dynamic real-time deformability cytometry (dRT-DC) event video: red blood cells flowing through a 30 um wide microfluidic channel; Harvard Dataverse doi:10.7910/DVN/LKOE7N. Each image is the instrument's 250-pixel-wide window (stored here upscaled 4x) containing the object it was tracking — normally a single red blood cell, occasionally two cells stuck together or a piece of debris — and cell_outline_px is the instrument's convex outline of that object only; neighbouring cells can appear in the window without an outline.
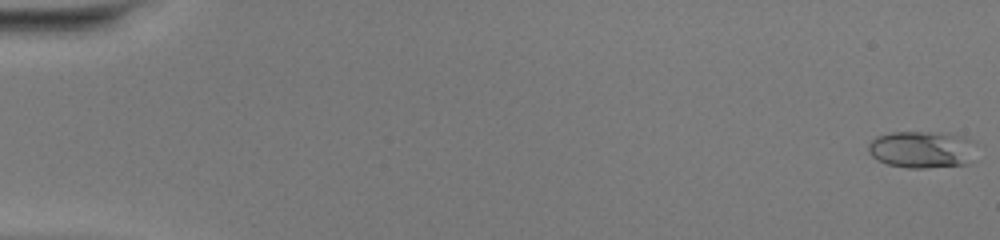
{"species": "common noctule bat (a hibernating species)", "species_latin": "Nyctalus noctula", "temperature_condition": "warm", "stored_images_in_passage": 50, "camera_frame_rate_fps": 3000, "um_per_image_px": 0.085, "animal": {"sex": "female", "body_mass_g": 20.0, "forearm_length_mm": 54.0}, "frame": {"image": 1, "passage_image": 1, "time_ms": 0.0, "image_size_px": [1000, 240], "cell_outline_px": [[976, 144], [968, 164], [924, 168], [908, 168], [888, 164], [876, 160], [868, 152], [868, 144], [876, 136], [892, 132], [948, 132], [964, 136], [976, 140]], "centroid_in_image_um": [78.38, 12.69], "position_along_channel_um": 6.6, "area_um2": 23.7}}
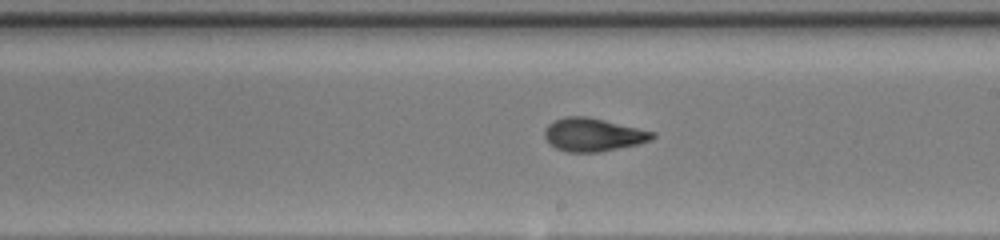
{"frame": {"image": 2, "passage_image": 30, "time_ms": 9.667, "image_size_px": [1000, 240], "cell_outline_px": [[656, 136], [652, 140], [636, 144], [600, 152], [568, 152], [556, 148], [544, 136], [544, 128], [548, 124], [564, 116], [584, 116], [604, 120], [656, 132]], "centroid_in_image_um": [50.42, 11.44], "position_along_channel_um": 238.6, "area_um2": 20.69}}
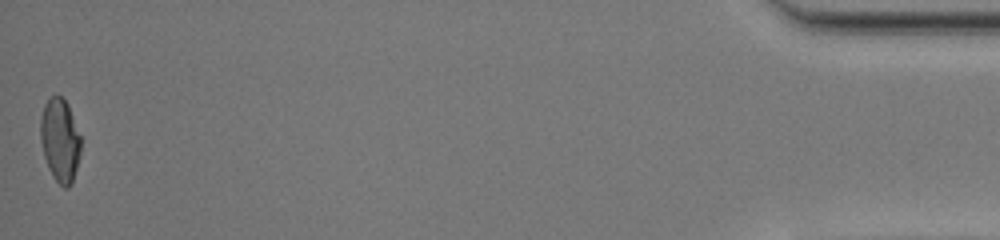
{"frame": {"image": 3, "passage_image": 50, "time_ms": 16.333, "image_size_px": [1000, 240], "cell_outline_px": [[80, 156], [72, 184], [68, 188], [64, 188], [52, 176], [48, 168], [44, 156], [40, 140], [40, 116], [44, 104], [52, 96], [60, 96], [68, 104], [80, 136]], "centroid_in_image_um": [5.09, 11.94], "position_along_channel_um": 430.1, "area_um2": 19.65}, "authors_computed_cell_mechanics": {"area_um2": 20.4323, "velocity_mm_per_s": 4.2237, "shape_relaxation_time_tau1_ms": 9.6023, "shape_relaxation_time_tau2_ms": 1.2684, "deformation_change_tau1": 0.3479, "deformation_change_tau2": 0.0719}}